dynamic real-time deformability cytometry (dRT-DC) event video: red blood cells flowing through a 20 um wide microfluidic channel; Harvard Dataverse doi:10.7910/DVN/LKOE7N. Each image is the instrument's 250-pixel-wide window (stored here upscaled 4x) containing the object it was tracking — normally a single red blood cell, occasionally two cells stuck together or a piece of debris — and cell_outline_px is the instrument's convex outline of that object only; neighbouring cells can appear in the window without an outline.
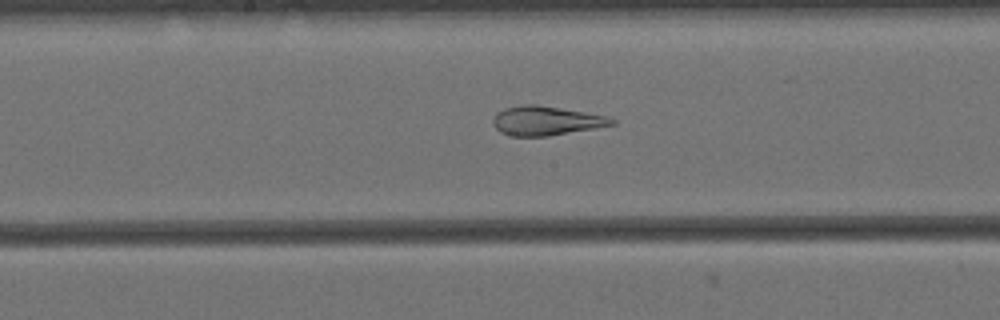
{"species": "Egyptian fruit bat (a non-hibernating species)", "species_latin": "Rousettus aegyptiacus", "temperature_condition": "cold", "stored_images_in_passage": 57, "camera_frame_rate_fps": 3000, "um_per_image_px": 0.085, "animal": {"sex": "female"}, "frame": {"image": 1, "passage_image": 28, "time_ms": 9.0, "image_size_px": [1000, 320], "cell_outline_px": [[616, 124], [548, 136], [512, 136], [500, 132], [492, 124], [492, 120], [496, 112], [504, 108], [524, 104], [536, 104], [608, 116], [616, 120]], "centroid_in_image_um": [46.38, 10.26], "position_along_channel_um": 201.8, "area_um2": 20.17}}
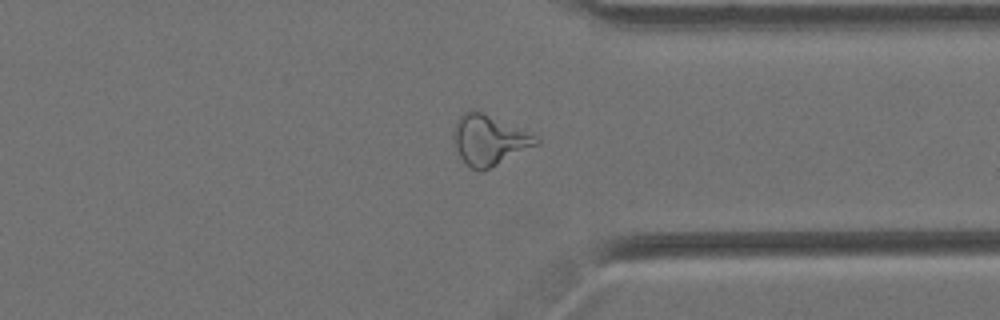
{"frame": {"image": 2, "passage_image": 43, "time_ms": 14.0, "image_size_px": [1000, 320], "cell_outline_px": [[540, 144], [480, 172], [476, 172], [460, 156], [452, 144], [452, 136], [456, 120], [468, 108], [472, 108], [484, 112], [536, 136], [540, 140]], "centroid_in_image_um": [41.53, 11.88], "position_along_channel_um": 369.9, "area_um2": 24.28}}
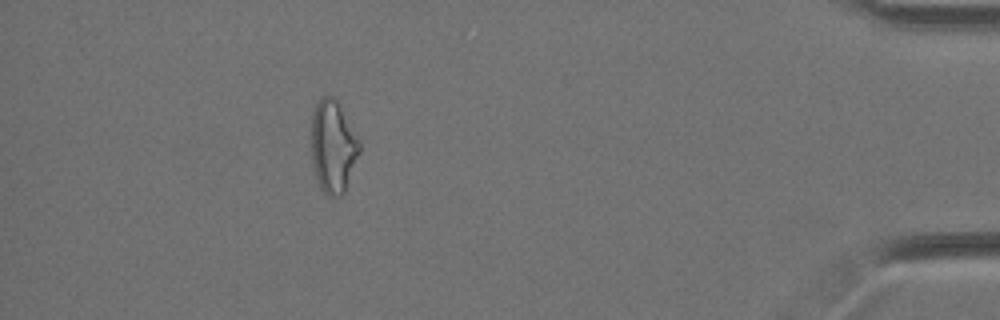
{"frame": {"image": 3, "passage_image": 51, "time_ms": 16.667, "image_size_px": [1000, 320], "cell_outline_px": [[360, 152], [344, 192], [340, 196], [328, 196], [324, 192], [316, 176], [312, 164], [312, 112], [320, 96], [332, 96], [336, 100], [360, 140]], "centroid_in_image_um": [28.31, 12.44], "position_along_channel_um": 406.9, "area_um2": 25.66}, "authors_computed_cell_mechanics": {"area_um2": 25.143, "velocity_mm_per_s": 3.426, "shape_relaxation_time_tau1_ms": null, "shape_relaxation_time_tau2_ms": 1.6842, "deformation_change_tau1": null, "deformation_change_tau2": 0.0865}}